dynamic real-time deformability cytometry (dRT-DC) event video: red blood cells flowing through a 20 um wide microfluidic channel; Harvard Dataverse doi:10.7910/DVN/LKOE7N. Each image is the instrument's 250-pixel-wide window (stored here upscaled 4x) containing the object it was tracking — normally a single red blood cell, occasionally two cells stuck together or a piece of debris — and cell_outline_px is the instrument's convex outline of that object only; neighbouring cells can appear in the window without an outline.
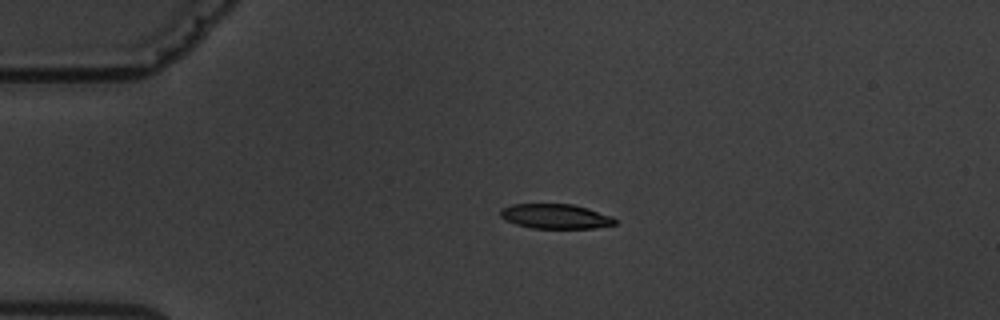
{"species": "common noctule bat (a hibernating species)", "species_latin": "Nyctalus noctula", "temperature_condition": "warm", "stored_images_in_passage": 4, "camera_frame_rate_fps": 3000, "um_per_image_px": 0.085, "animal": {"sex": "male", "body_mass_g": 19.5, "forearm_length_mm": 54.6}, "frame": {"image": 1, "passage_image": 3, "time_ms": 2.333, "image_size_px": [1000, 320], "cell_outline_px": [[616, 224], [596, 228], [532, 228], [516, 224], [504, 220], [500, 216], [500, 208], [512, 204], [572, 204], [588, 208], [612, 216], [616, 220]], "centroid_in_image_um": [47.2, 18.38], "position_along_channel_um": 37.8, "area_um2": 16.59}}